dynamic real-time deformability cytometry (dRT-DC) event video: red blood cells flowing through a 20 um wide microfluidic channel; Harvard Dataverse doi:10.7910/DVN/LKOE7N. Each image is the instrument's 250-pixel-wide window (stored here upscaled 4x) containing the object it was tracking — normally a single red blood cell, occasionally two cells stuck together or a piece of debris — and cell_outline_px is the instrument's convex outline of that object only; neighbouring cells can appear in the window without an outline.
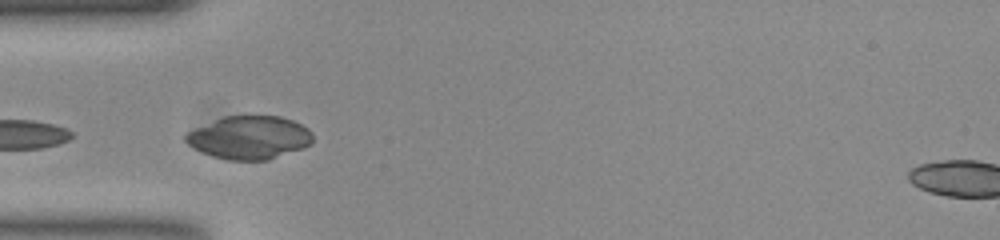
{"species": "common noctule bat (a hibernating species)", "species_latin": "Nyctalus noctula", "temperature_condition": "room temperature", "stored_images_in_passage": 46, "camera_frame_rate_fps": 3000, "um_per_image_px": 0.085, "animal": {"sex": "female", "body_mass_g": 23.0, "forearm_length_mm": 53.4}, "frame": {"image": 1, "passage_image": 10, "time_ms": 3.0, "image_size_px": [1000, 240], "cell_outline_px": [[312, 144], [304, 148], [268, 160], [228, 160], [212, 156], [188, 144], [184, 140], [184, 136], [188, 132], [196, 128], [224, 116], [280, 116], [292, 120], [308, 128], [312, 132]], "centroid_in_image_um": [21.23, 11.69], "position_along_channel_um": 63.8, "area_um2": 31.79}, "authors_computed_cell_mechanics": {"area_um2": 18.6983, "velocity_mm_per_s": 3.7401, "shape_relaxation_time_tau1_ms": 2.6553, "shape_relaxation_time_tau2_ms": null, "deformation_change_tau1": 0.0815, "deformation_change_tau2": null}}